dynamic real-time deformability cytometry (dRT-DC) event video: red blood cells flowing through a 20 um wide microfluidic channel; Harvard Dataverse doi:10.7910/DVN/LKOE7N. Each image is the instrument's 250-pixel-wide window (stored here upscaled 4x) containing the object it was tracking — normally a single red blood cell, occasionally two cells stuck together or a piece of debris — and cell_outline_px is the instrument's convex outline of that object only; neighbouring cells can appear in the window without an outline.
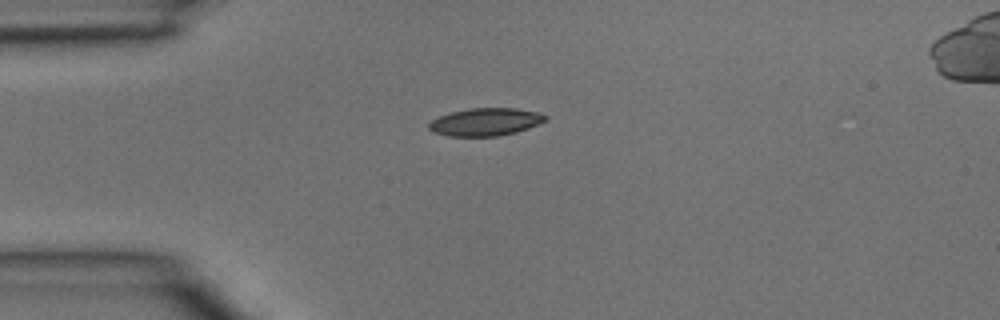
{"species": "common noctule bat (a hibernating species)", "species_latin": "Nyctalus noctula", "temperature_condition": "room temperature", "stored_images_in_passage": 2, "camera_frame_rate_fps": 3000, "um_per_image_px": 0.085, "animal": {"sex": "male", "body_mass_g": 15.6}, "frame": {"image": 1, "passage_image": 1, "time_ms": 0.0, "image_size_px": [1000, 320], "cell_outline_px": [[548, 116], [544, 120], [528, 128], [516, 132], [496, 136], [448, 136], [432, 132], [428, 128], [428, 124], [432, 120], [440, 116], [452, 112], [468, 108], [516, 108], [540, 112]], "centroid_in_image_um": [41.24, 10.36], "position_along_channel_um": 43.8, "area_um2": 18.73}}